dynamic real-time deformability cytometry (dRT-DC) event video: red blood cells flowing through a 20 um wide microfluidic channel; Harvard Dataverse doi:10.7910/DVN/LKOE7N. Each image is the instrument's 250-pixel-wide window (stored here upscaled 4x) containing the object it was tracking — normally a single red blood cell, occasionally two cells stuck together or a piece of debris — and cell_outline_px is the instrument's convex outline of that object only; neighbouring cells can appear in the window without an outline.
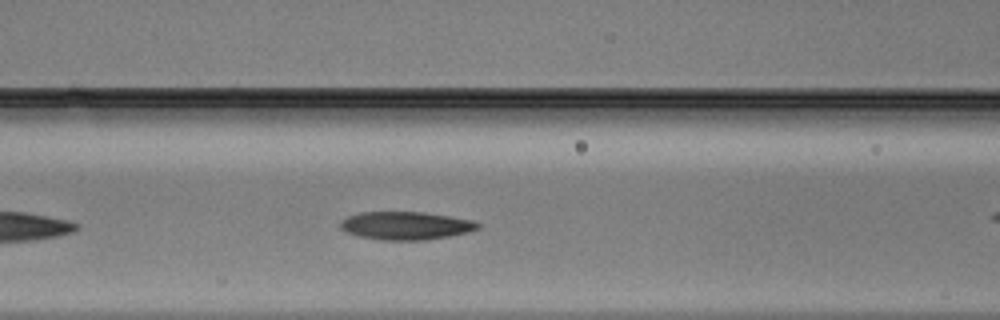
{"species": "Egyptian fruit bat (a non-hibernating species)", "species_latin": "Rousettus aegyptiacus", "temperature_condition": "warm", "stored_images_in_passage": 24, "camera_frame_rate_fps": 3000, "um_per_image_px": 0.085, "animal": {"sex": "male"}, "frame": {"image": 1, "passage_image": 8, "time_ms": 2.333, "image_size_px": [1000, 320], "cell_outline_px": [[480, 228], [468, 232], [428, 240], [384, 240], [360, 236], [348, 232], [340, 228], [340, 220], [348, 216], [360, 212], [424, 212], [452, 216], [472, 220], [480, 224]], "centroid_in_image_um": [34.51, 19.17], "position_along_channel_um": 132.1, "area_um2": 22.48}}
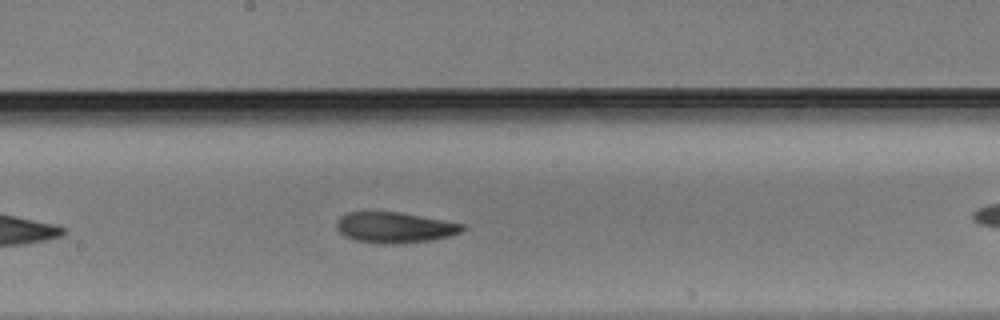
{"frame": {"image": 2, "passage_image": 14, "time_ms": 4.333, "image_size_px": [1000, 320], "cell_outline_px": [[464, 228], [460, 232], [448, 236], [432, 240], [396, 244], [376, 244], [356, 240], [344, 236], [336, 228], [336, 224], [340, 216], [348, 212], [400, 212], [444, 220], [464, 224]], "centroid_in_image_um": [33.52, 19.34], "position_along_channel_um": 214.7, "area_um2": 22.54}}
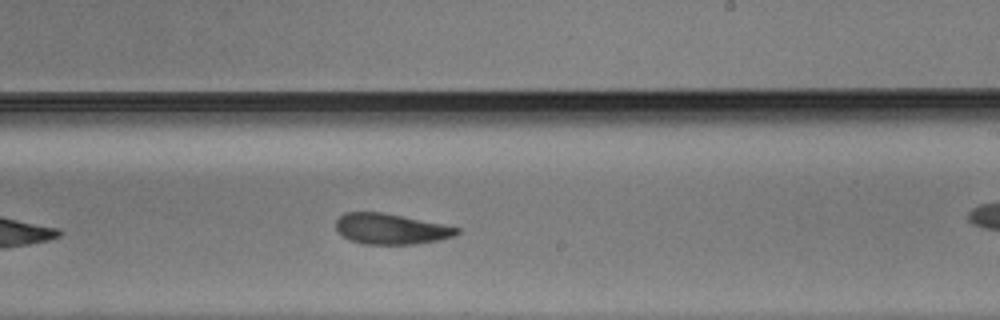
{"frame": {"image": 3, "passage_image": 17, "time_ms": 5.333, "image_size_px": [1000, 320], "cell_outline_px": [[460, 232], [452, 236], [440, 240], [416, 244], [364, 244], [352, 240], [344, 236], [336, 228], [336, 220], [344, 212], [384, 212], [444, 224], [460, 228]], "centroid_in_image_um": [33.25, 19.45], "position_along_channel_um": 255.8, "area_um2": 21.56}}